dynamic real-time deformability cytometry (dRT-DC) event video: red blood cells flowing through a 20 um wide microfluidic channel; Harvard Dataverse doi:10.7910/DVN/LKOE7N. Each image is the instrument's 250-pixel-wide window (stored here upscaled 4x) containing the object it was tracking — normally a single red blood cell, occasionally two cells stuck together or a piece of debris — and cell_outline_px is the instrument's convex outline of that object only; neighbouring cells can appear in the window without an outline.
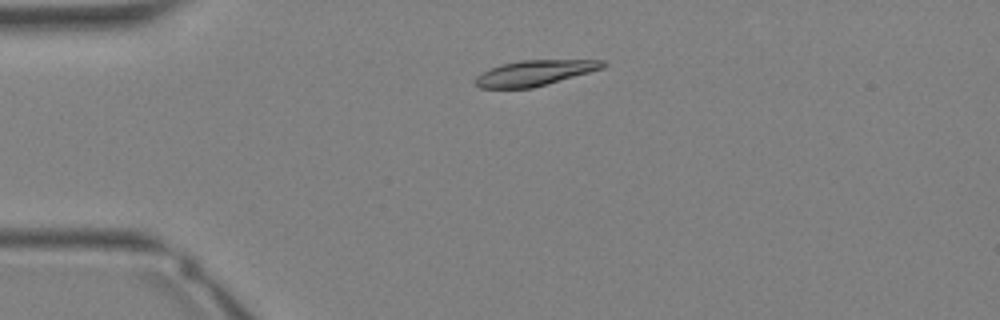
{"species": "Egyptian fruit bat (a non-hibernating species)", "species_latin": "Rousettus aegyptiacus", "temperature_condition": "warm", "stored_images_in_passage": 32, "camera_frame_rate_fps": 3000, "um_per_image_px": 0.085, "animal": {"sex": "female"}, "frame": {"image": 1, "passage_image": 6, "time_ms": 1.667, "image_size_px": [1000, 320], "cell_outline_px": [[608, 64], [604, 68], [532, 88], [480, 88], [476, 84], [476, 76], [492, 68], [504, 64], [520, 60], [604, 60]], "centroid_in_image_um": [45.49, 6.2], "position_along_channel_um": 39.5, "area_um2": 18.61}}
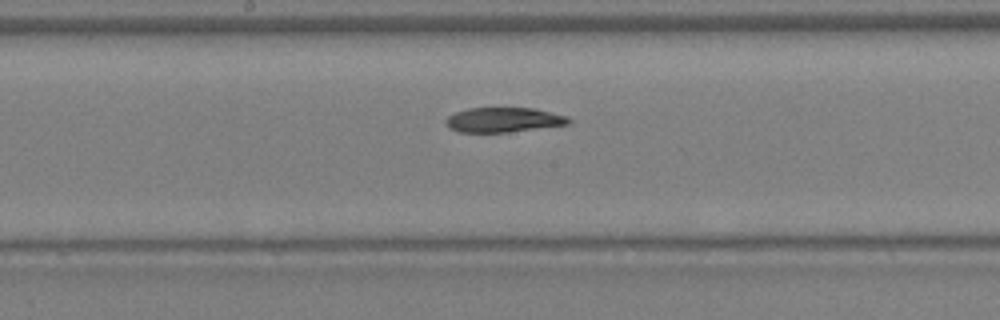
{"frame": {"image": 2, "passage_image": 16, "time_ms": 5.0, "image_size_px": [1000, 320], "cell_outline_px": [[572, 120], [568, 124], [508, 132], [460, 132], [448, 128], [444, 124], [444, 120], [448, 116], [456, 112], [468, 108], [532, 108], [568, 116]], "centroid_in_image_um": [42.75, 10.19], "position_along_channel_um": 205.4, "area_um2": 17.69}}
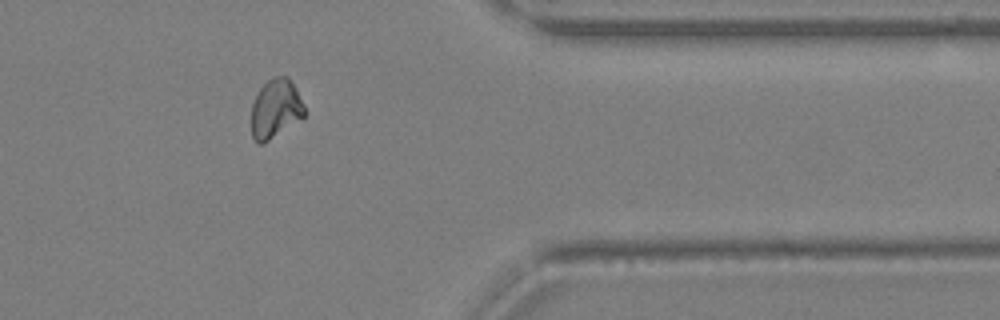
{"frame": {"image": 3, "passage_image": 26, "time_ms": 8.333, "image_size_px": [1000, 320], "cell_outline_px": [[304, 116], [264, 144], [256, 144], [252, 136], [252, 104], [260, 88], [268, 80], [276, 76], [288, 76], [296, 88], [304, 104]], "centroid_in_image_um": [23.41, 9.25], "position_along_channel_um": 388.0, "area_um2": 18.15}}